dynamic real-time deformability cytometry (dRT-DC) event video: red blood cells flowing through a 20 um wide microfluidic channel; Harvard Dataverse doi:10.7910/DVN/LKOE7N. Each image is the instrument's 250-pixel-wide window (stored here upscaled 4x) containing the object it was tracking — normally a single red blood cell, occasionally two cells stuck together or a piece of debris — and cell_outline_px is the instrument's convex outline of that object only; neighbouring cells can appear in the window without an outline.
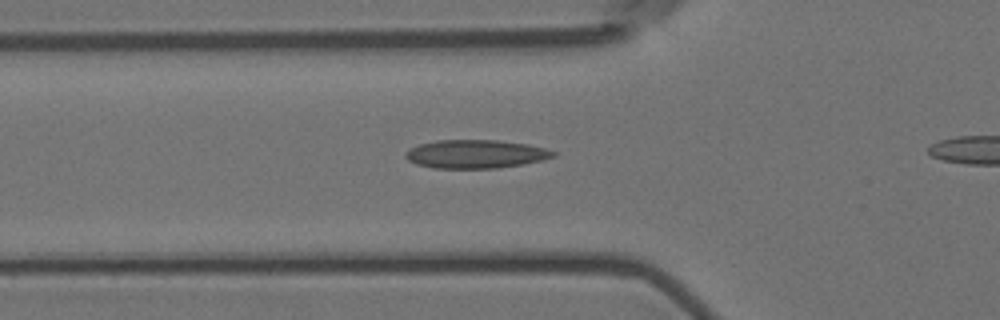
{"species": "Egyptian fruit bat (a non-hibernating species)", "species_latin": "Rousettus aegyptiacus", "temperature_condition": "room temperature", "stored_images_in_passage": 34, "camera_frame_rate_fps": 3000, "um_per_image_px": 0.085, "animal": {"sex": "female"}, "frame": {"image": 1, "passage_image": 7, "time_ms": 2.0, "image_size_px": [1000, 320], "cell_outline_px": [[556, 156], [544, 160], [524, 164], [496, 168], [432, 168], [416, 164], [408, 160], [404, 156], [404, 152], [420, 144], [436, 140], [496, 140], [528, 144], [544, 148], [556, 152]], "centroid_in_image_um": [40.44, 13.09], "position_along_channel_um": 85.4, "area_um2": 24.57}}
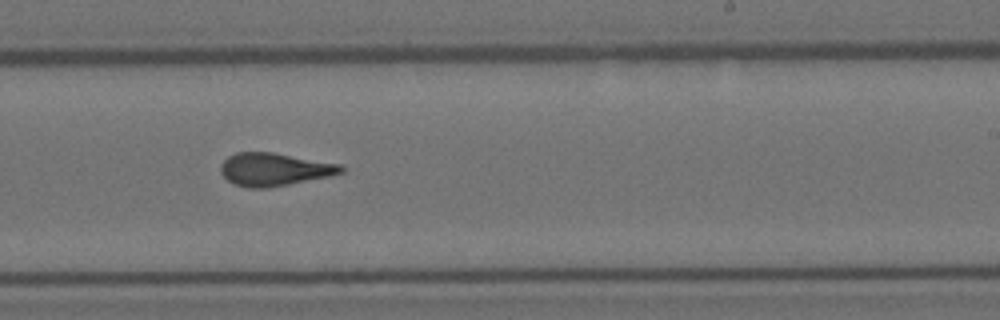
{"frame": {"image": 2, "passage_image": 22, "time_ms": 7.0, "image_size_px": [1000, 320], "cell_outline_px": [[344, 172], [328, 176], [268, 188], [248, 188], [232, 184], [220, 172], [220, 164], [228, 156], [236, 152], [272, 152], [340, 164], [344, 168]], "centroid_in_image_um": [23.26, 14.4], "position_along_channel_um": 265.7, "area_um2": 23.0}}
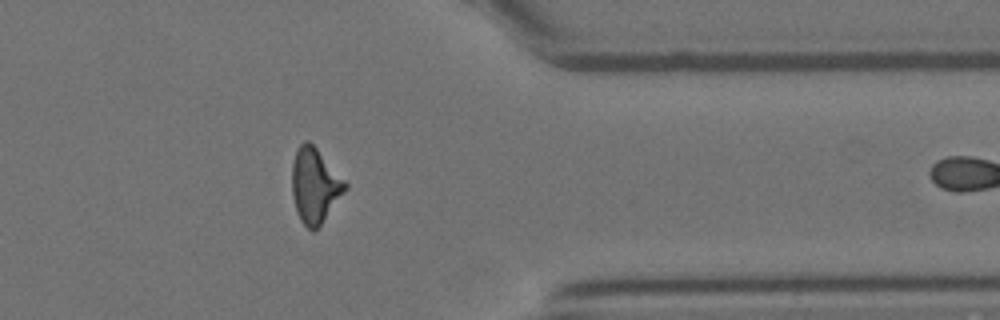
{"frame": {"image": 3, "passage_image": 33, "time_ms": 10.667, "image_size_px": [1000, 320], "cell_outline_px": [[348, 188], [320, 224], [312, 232], [300, 220], [296, 212], [292, 192], [292, 164], [296, 152], [300, 144], [304, 140], [308, 140], [316, 148], [348, 184]], "centroid_in_image_um": [26.75, 15.77], "position_along_channel_um": 384.7, "area_um2": 22.83}}